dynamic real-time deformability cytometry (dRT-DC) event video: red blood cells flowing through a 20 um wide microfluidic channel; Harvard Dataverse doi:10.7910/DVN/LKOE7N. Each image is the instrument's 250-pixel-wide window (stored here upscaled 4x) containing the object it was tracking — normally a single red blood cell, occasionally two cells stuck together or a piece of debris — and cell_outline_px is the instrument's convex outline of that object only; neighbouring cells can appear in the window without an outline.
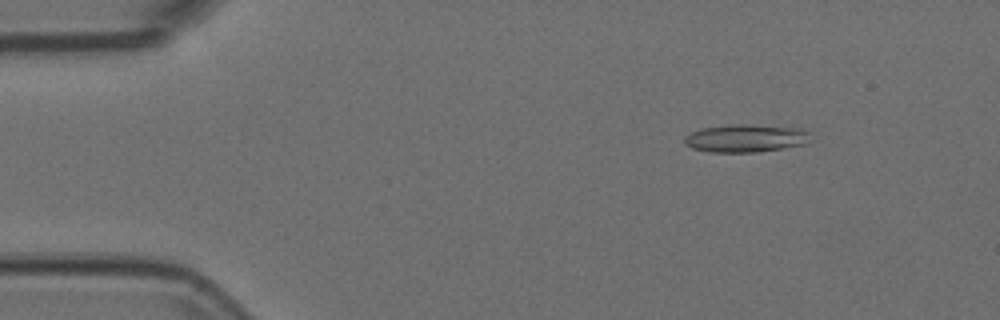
{"species": "Egyptian fruit bat (a non-hibernating species)", "species_latin": "Rousettus aegyptiacus", "temperature_condition": "room temperature", "stored_images_in_passage": 53, "camera_frame_rate_fps": 3000, "um_per_image_px": 0.085, "animal": {"sex": "female"}, "frame": {"image": 1, "passage_image": 6, "time_ms": 1.667, "image_size_px": [1000, 320], "cell_outline_px": [[808, 144], [756, 152], [708, 152], [692, 148], [684, 144], [684, 136], [700, 128], [732, 124], [748, 124], [800, 128], [808, 132]], "centroid_in_image_um": [63.34, 11.75], "position_along_channel_um": 21.7, "area_um2": 20.52}}
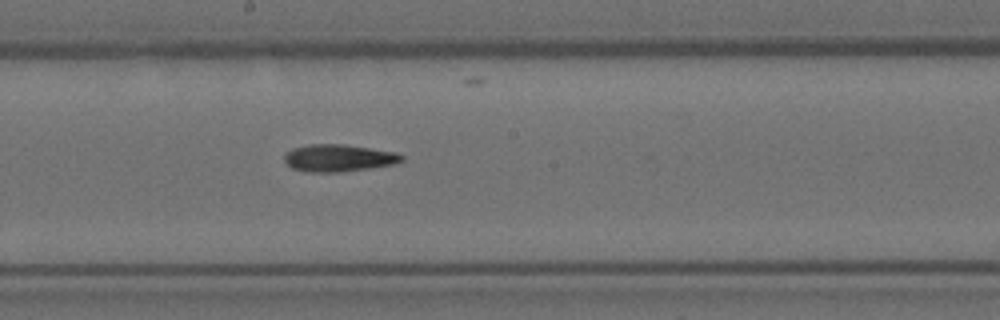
{"frame": {"image": 2, "passage_image": 28, "time_ms": 9.0, "image_size_px": [1000, 320], "cell_outline_px": [[404, 160], [392, 164], [368, 168], [340, 172], [308, 172], [292, 168], [284, 160], [284, 156], [292, 148], [308, 144], [344, 144], [396, 152], [404, 156]], "centroid_in_image_um": [28.77, 13.42], "position_along_channel_um": 219.4, "area_um2": 18.5}}
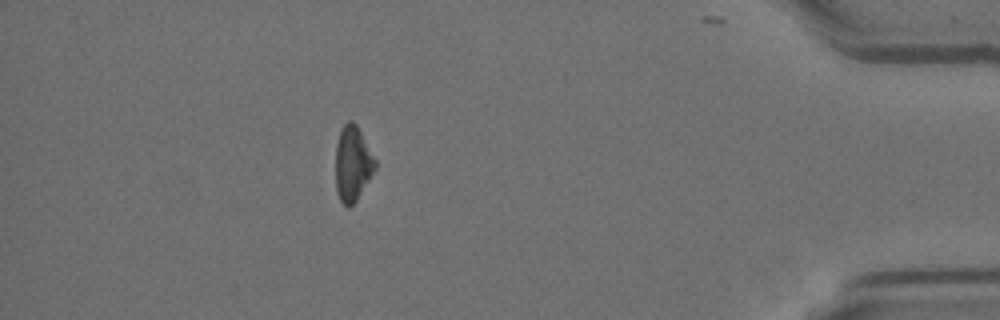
{"frame": {"image": 3, "passage_image": 47, "time_ms": 15.333, "image_size_px": [1000, 320], "cell_outline_px": [[376, 168], [356, 200], [348, 208], [340, 200], [336, 192], [336, 144], [340, 128], [348, 120], [352, 120], [356, 124], [376, 160]], "centroid_in_image_um": [29.96, 13.88], "position_along_channel_um": 405.2, "area_um2": 17.22}}